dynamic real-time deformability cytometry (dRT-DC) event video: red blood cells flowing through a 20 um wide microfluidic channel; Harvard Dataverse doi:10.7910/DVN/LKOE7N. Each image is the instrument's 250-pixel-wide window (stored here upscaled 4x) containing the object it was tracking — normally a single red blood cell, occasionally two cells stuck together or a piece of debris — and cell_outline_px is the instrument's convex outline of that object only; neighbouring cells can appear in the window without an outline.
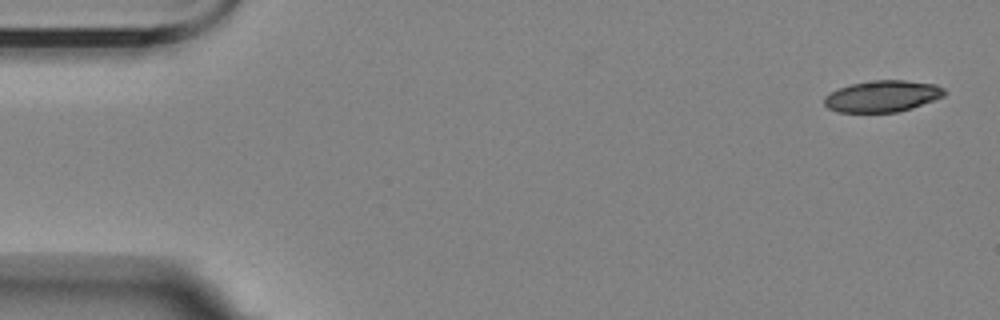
{"species": "Egyptian fruit bat (a non-hibernating species)", "species_latin": "Rousettus aegyptiacus", "temperature_condition": "room temperature", "stored_images_in_passage": 5, "camera_frame_rate_fps": 3000, "um_per_image_px": 0.085, "animal": {"sex": "female"}, "frame": {"image": 1, "passage_image": 1, "time_ms": 0.0, "image_size_px": [1000, 320], "cell_outline_px": [[948, 92], [944, 96], [912, 108], [896, 112], [836, 112], [828, 108], [824, 104], [824, 96], [840, 88], [852, 84], [876, 80], [904, 80], [936, 84], [944, 88]], "centroid_in_image_um": [75.03, 8.18], "position_along_channel_um": 10.0, "area_um2": 21.96}}
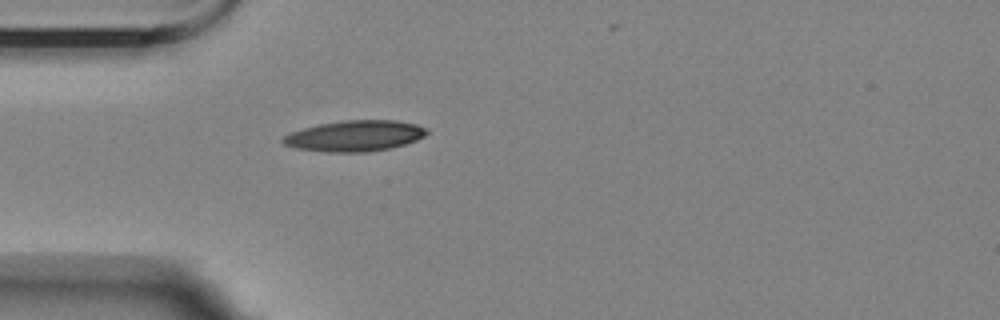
{"frame": {"image": 2, "passage_image": 5, "time_ms": 4.667, "image_size_px": [1000, 320], "cell_outline_px": [[428, 132], [424, 136], [416, 140], [404, 144], [388, 148], [368, 152], [324, 152], [296, 148], [284, 144], [280, 140], [284, 136], [292, 132], [304, 128], [320, 124], [344, 120], [396, 120], [416, 124], [428, 128]], "centroid_in_image_um": [30.17, 11.55], "position_along_channel_um": 54.8, "area_um2": 25.78}}